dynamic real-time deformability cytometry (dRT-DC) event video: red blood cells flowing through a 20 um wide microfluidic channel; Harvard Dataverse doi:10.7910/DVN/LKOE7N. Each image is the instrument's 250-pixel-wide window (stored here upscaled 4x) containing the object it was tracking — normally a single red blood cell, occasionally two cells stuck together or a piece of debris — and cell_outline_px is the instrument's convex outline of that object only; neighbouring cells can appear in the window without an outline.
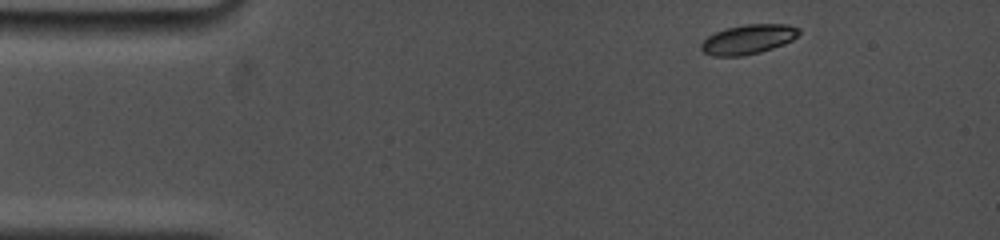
{"species": "common noctule bat (a hibernating species)", "species_latin": "Nyctalus noctula", "temperature_condition": "cold", "stored_images_in_passage": 5, "camera_frame_rate_fps": 5000, "um_per_image_px": 0.085, "animal": {"sex": "female", "body_mass_g": 19.0, "forearm_length_mm": 53.3}, "frame": {"image": 1, "passage_image": 1, "time_ms": 0.0, "image_size_px": [1000, 240], "cell_outline_px": [[800, 32], [792, 40], [784, 44], [760, 52], [744, 56], [712, 56], [704, 52], [700, 48], [700, 44], [708, 36], [716, 32], [728, 28], [744, 24], [788, 24], [800, 28]], "centroid_in_image_um": [63.6, 3.34], "position_along_channel_um": 21.4, "area_um2": 16.82}}
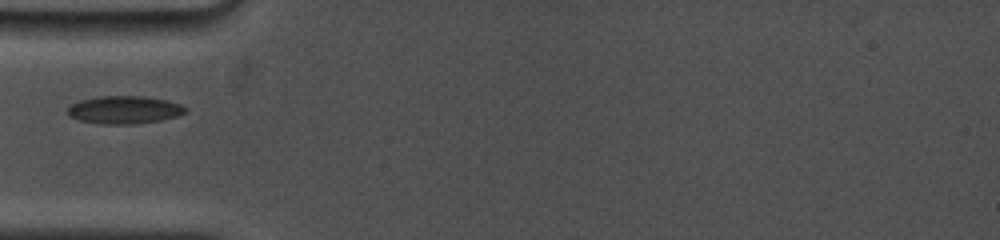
{"frame": {"image": 2, "passage_image": 4, "time_ms": 3.4, "image_size_px": [1000, 240], "cell_outline_px": [[188, 108], [184, 112], [176, 116], [160, 120], [132, 124], [100, 124], [80, 120], [68, 116], [68, 108], [72, 104], [80, 100], [100, 96], [144, 96], [164, 100], [180, 104]], "centroid_in_image_um": [10.54, 9.33], "position_along_channel_um": 74.5, "area_um2": 18.9}}
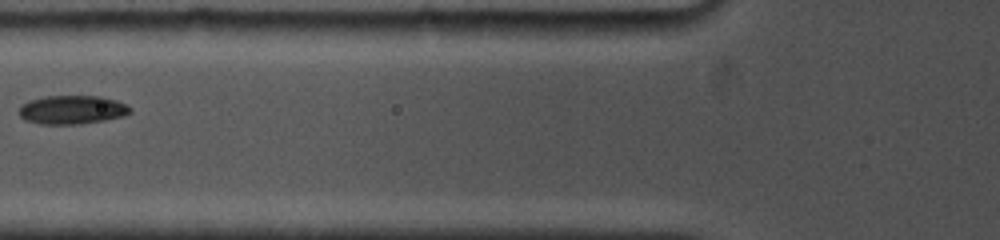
{"frame": {"image": 3, "passage_image": 5, "time_ms": 4.6, "image_size_px": [1000, 240], "cell_outline_px": [[132, 112], [124, 116], [104, 120], [80, 124], [40, 124], [24, 120], [20, 116], [20, 104], [28, 100], [48, 96], [100, 96], [116, 100], [132, 108]], "centroid_in_image_um": [6.12, 9.33], "position_along_channel_um": 119.7, "area_um2": 18.67}}